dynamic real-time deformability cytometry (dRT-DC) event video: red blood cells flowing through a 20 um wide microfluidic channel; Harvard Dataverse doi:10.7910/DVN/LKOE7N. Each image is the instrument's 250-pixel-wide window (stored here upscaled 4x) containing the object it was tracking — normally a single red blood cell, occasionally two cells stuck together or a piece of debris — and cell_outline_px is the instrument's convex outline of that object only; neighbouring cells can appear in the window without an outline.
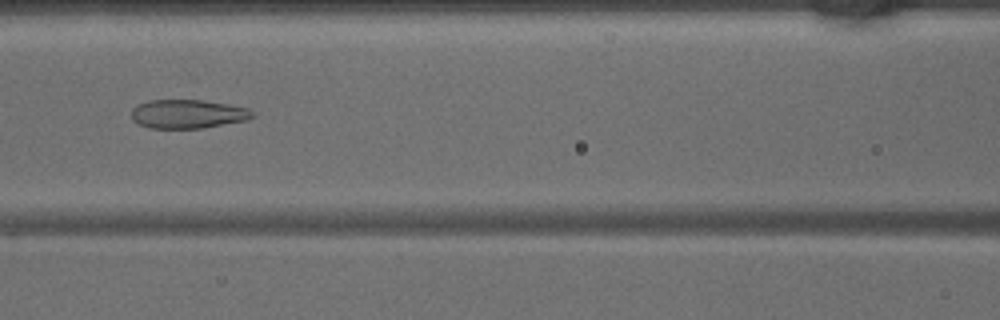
{"species": "common noctule bat (a hibernating species)", "species_latin": "Nyctalus noctula", "temperature_condition": "warm", "stored_images_in_passage": 45, "camera_frame_rate_fps": 3000, "um_per_image_px": 0.085, "animal": {"sex": "male", "body_mass_g": 15.6}, "frame": {"image": 1, "passage_image": 20, "time_ms": 6.333, "image_size_px": [1000, 320], "cell_outline_px": [[252, 116], [248, 120], [204, 128], [148, 128], [136, 124], [132, 120], [132, 108], [136, 104], [148, 100], [204, 100], [228, 104], [248, 108], [252, 112]], "centroid_in_image_um": [15.91, 9.69], "position_along_channel_um": 150.7, "area_um2": 20.52}}
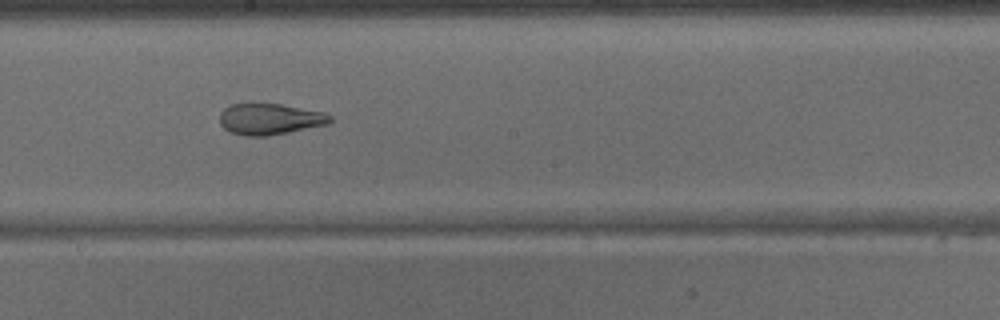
{"frame": {"image": 2, "passage_image": 25, "time_ms": 8.0, "image_size_px": [1000, 320], "cell_outline_px": [[332, 120], [328, 124], [268, 136], [244, 136], [228, 132], [220, 124], [220, 112], [224, 108], [232, 104], [248, 100], [252, 100], [280, 104], [324, 112], [332, 116]], "centroid_in_image_um": [22.87, 10.08], "position_along_channel_um": 225.3, "area_um2": 20.81}}
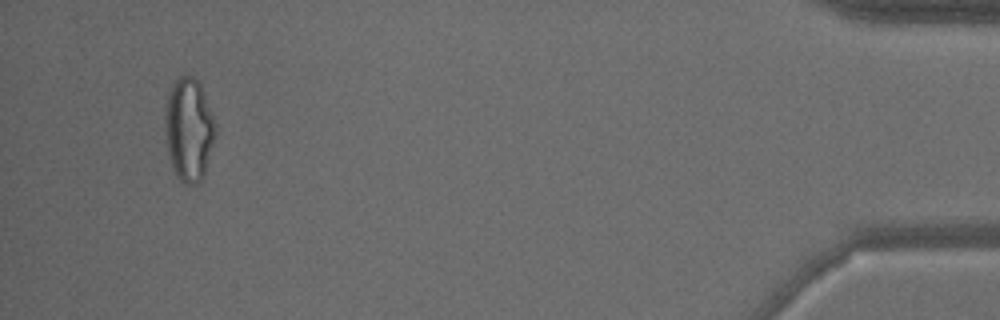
{"frame": {"image": 3, "passage_image": 43, "time_ms": 14.0, "image_size_px": [1000, 320], "cell_outline_px": [[216, 136], [204, 176], [196, 184], [184, 184], [176, 176], [168, 152], [164, 132], [164, 112], [168, 92], [172, 84], [180, 76], [192, 76], [200, 84], [216, 124]], "centroid_in_image_um": [16.04, 11.02], "position_along_channel_um": 419.2, "area_um2": 30.52}}